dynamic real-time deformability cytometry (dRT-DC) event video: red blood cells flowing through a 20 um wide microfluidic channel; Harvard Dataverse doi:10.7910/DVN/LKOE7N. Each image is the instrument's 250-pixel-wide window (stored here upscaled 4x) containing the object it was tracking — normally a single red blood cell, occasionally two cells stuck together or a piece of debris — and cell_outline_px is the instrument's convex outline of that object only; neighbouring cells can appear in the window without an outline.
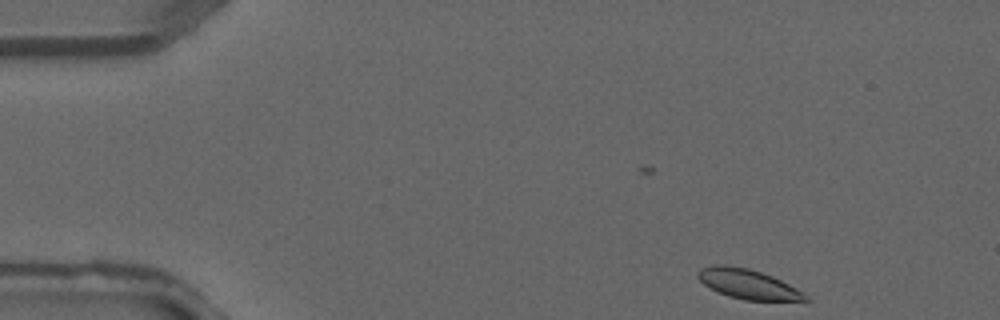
{"species": "common noctule bat (a hibernating species)", "species_latin": "Nyctalus noctula", "temperature_condition": "warm", "stored_images_in_passage": 4, "camera_frame_rate_fps": 3000, "um_per_image_px": 0.085, "animal": {"sex": "male", "forearm_length_mm": 52.5}, "frame": {"image": 1, "passage_image": 1, "time_ms": 0.0, "image_size_px": [1000, 320], "cell_outline_px": [[812, 300], [808, 304], [744, 300], [728, 296], [704, 284], [696, 276], [696, 272], [700, 268], [712, 264], [724, 264], [748, 268], [772, 276], [804, 292]], "centroid_in_image_um": [63.72, 24.2], "position_along_channel_um": 21.3, "area_um2": 19.48}}